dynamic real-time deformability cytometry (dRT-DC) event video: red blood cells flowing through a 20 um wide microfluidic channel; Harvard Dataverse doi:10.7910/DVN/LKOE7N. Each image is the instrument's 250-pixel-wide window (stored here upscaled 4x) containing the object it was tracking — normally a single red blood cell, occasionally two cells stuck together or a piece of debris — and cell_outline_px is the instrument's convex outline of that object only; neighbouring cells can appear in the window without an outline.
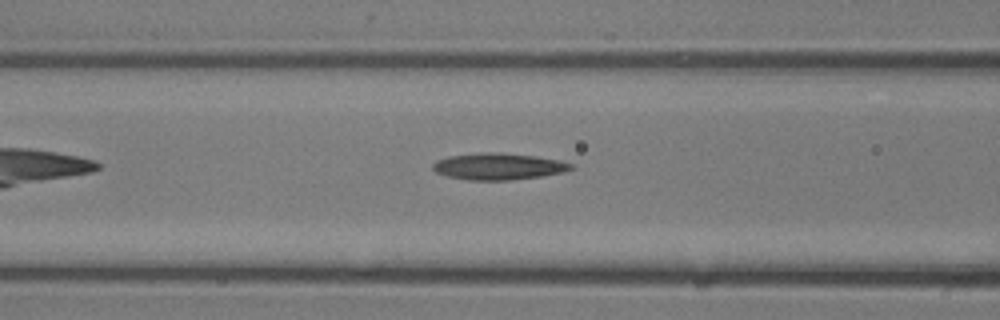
{"species": "common noctule bat (a hibernating species)", "species_latin": "Nyctalus noctula", "temperature_condition": "room temperature", "stored_images_in_passage": 10, "camera_frame_rate_fps": 3000, "um_per_image_px": 0.085, "animal": {"sex": "male", "body_mass_g": 13.3}, "frame": {"image": 1, "passage_image": 9, "time_ms": 2.667, "image_size_px": [1000, 320], "cell_outline_px": [[572, 168], [560, 172], [540, 176], [508, 180], [468, 180], [448, 176], [436, 172], [432, 168], [432, 164], [436, 160], [448, 156], [484, 152], [500, 152], [536, 156], [560, 160], [572, 164]], "centroid_in_image_um": [42.31, 14.13], "position_along_channel_um": 124.3, "area_um2": 21.27}}